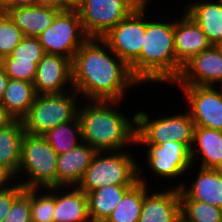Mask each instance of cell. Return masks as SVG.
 I'll list each match as a JSON object with an SVG mask.
<instances>
[{
    "label": "cell",
    "mask_w": 222,
    "mask_h": 222,
    "mask_svg": "<svg viewBox=\"0 0 222 222\" xmlns=\"http://www.w3.org/2000/svg\"><path fill=\"white\" fill-rule=\"evenodd\" d=\"M13 118L8 114L6 109L3 107V105L0 103V128L6 126L9 124Z\"/></svg>",
    "instance_id": "cell-37"
},
{
    "label": "cell",
    "mask_w": 222,
    "mask_h": 222,
    "mask_svg": "<svg viewBox=\"0 0 222 222\" xmlns=\"http://www.w3.org/2000/svg\"><path fill=\"white\" fill-rule=\"evenodd\" d=\"M36 97L33 83L9 78L0 103L13 119L22 120Z\"/></svg>",
    "instance_id": "cell-24"
},
{
    "label": "cell",
    "mask_w": 222,
    "mask_h": 222,
    "mask_svg": "<svg viewBox=\"0 0 222 222\" xmlns=\"http://www.w3.org/2000/svg\"><path fill=\"white\" fill-rule=\"evenodd\" d=\"M146 7H137L101 38L129 66L140 56L145 35Z\"/></svg>",
    "instance_id": "cell-11"
},
{
    "label": "cell",
    "mask_w": 222,
    "mask_h": 222,
    "mask_svg": "<svg viewBox=\"0 0 222 222\" xmlns=\"http://www.w3.org/2000/svg\"><path fill=\"white\" fill-rule=\"evenodd\" d=\"M131 151L96 152L77 187L87 194L103 186L135 185L139 181L138 160Z\"/></svg>",
    "instance_id": "cell-4"
},
{
    "label": "cell",
    "mask_w": 222,
    "mask_h": 222,
    "mask_svg": "<svg viewBox=\"0 0 222 222\" xmlns=\"http://www.w3.org/2000/svg\"><path fill=\"white\" fill-rule=\"evenodd\" d=\"M194 169L198 171L191 173L193 178L196 174L191 183L186 184V179H182L183 184L179 188L180 200L201 201L222 209V170L200 167Z\"/></svg>",
    "instance_id": "cell-17"
},
{
    "label": "cell",
    "mask_w": 222,
    "mask_h": 222,
    "mask_svg": "<svg viewBox=\"0 0 222 222\" xmlns=\"http://www.w3.org/2000/svg\"><path fill=\"white\" fill-rule=\"evenodd\" d=\"M218 47L221 49L222 51V42L218 45Z\"/></svg>",
    "instance_id": "cell-44"
},
{
    "label": "cell",
    "mask_w": 222,
    "mask_h": 222,
    "mask_svg": "<svg viewBox=\"0 0 222 222\" xmlns=\"http://www.w3.org/2000/svg\"><path fill=\"white\" fill-rule=\"evenodd\" d=\"M57 158L44 136L25 133L17 182L24 188L56 187Z\"/></svg>",
    "instance_id": "cell-5"
},
{
    "label": "cell",
    "mask_w": 222,
    "mask_h": 222,
    "mask_svg": "<svg viewBox=\"0 0 222 222\" xmlns=\"http://www.w3.org/2000/svg\"><path fill=\"white\" fill-rule=\"evenodd\" d=\"M88 38L77 9L61 10L51 26L38 36L45 53L62 55L71 61Z\"/></svg>",
    "instance_id": "cell-9"
},
{
    "label": "cell",
    "mask_w": 222,
    "mask_h": 222,
    "mask_svg": "<svg viewBox=\"0 0 222 222\" xmlns=\"http://www.w3.org/2000/svg\"><path fill=\"white\" fill-rule=\"evenodd\" d=\"M215 87L220 92V94L222 95V81L219 82Z\"/></svg>",
    "instance_id": "cell-43"
},
{
    "label": "cell",
    "mask_w": 222,
    "mask_h": 222,
    "mask_svg": "<svg viewBox=\"0 0 222 222\" xmlns=\"http://www.w3.org/2000/svg\"><path fill=\"white\" fill-rule=\"evenodd\" d=\"M81 101L75 90L36 95L29 112L22 119L25 133L43 136L52 128L74 120Z\"/></svg>",
    "instance_id": "cell-6"
},
{
    "label": "cell",
    "mask_w": 222,
    "mask_h": 222,
    "mask_svg": "<svg viewBox=\"0 0 222 222\" xmlns=\"http://www.w3.org/2000/svg\"><path fill=\"white\" fill-rule=\"evenodd\" d=\"M138 159L139 181L133 185L118 202L111 215L105 222H138L140 217L144 195L151 189V182L144 175V165ZM141 164V165H140Z\"/></svg>",
    "instance_id": "cell-22"
},
{
    "label": "cell",
    "mask_w": 222,
    "mask_h": 222,
    "mask_svg": "<svg viewBox=\"0 0 222 222\" xmlns=\"http://www.w3.org/2000/svg\"><path fill=\"white\" fill-rule=\"evenodd\" d=\"M31 222H53L55 187L30 188Z\"/></svg>",
    "instance_id": "cell-28"
},
{
    "label": "cell",
    "mask_w": 222,
    "mask_h": 222,
    "mask_svg": "<svg viewBox=\"0 0 222 222\" xmlns=\"http://www.w3.org/2000/svg\"><path fill=\"white\" fill-rule=\"evenodd\" d=\"M180 12L174 18L176 80L188 61L212 46L200 26L183 9Z\"/></svg>",
    "instance_id": "cell-13"
},
{
    "label": "cell",
    "mask_w": 222,
    "mask_h": 222,
    "mask_svg": "<svg viewBox=\"0 0 222 222\" xmlns=\"http://www.w3.org/2000/svg\"><path fill=\"white\" fill-rule=\"evenodd\" d=\"M181 8L200 26L211 45L222 42V6L217 0H188Z\"/></svg>",
    "instance_id": "cell-21"
},
{
    "label": "cell",
    "mask_w": 222,
    "mask_h": 222,
    "mask_svg": "<svg viewBox=\"0 0 222 222\" xmlns=\"http://www.w3.org/2000/svg\"><path fill=\"white\" fill-rule=\"evenodd\" d=\"M59 1L66 9H76L81 3V0H59Z\"/></svg>",
    "instance_id": "cell-40"
},
{
    "label": "cell",
    "mask_w": 222,
    "mask_h": 222,
    "mask_svg": "<svg viewBox=\"0 0 222 222\" xmlns=\"http://www.w3.org/2000/svg\"><path fill=\"white\" fill-rule=\"evenodd\" d=\"M0 66L11 79L34 82L37 64L33 61H17L16 58H3Z\"/></svg>",
    "instance_id": "cell-31"
},
{
    "label": "cell",
    "mask_w": 222,
    "mask_h": 222,
    "mask_svg": "<svg viewBox=\"0 0 222 222\" xmlns=\"http://www.w3.org/2000/svg\"><path fill=\"white\" fill-rule=\"evenodd\" d=\"M136 8L130 0H81L76 9L84 33L101 38Z\"/></svg>",
    "instance_id": "cell-10"
},
{
    "label": "cell",
    "mask_w": 222,
    "mask_h": 222,
    "mask_svg": "<svg viewBox=\"0 0 222 222\" xmlns=\"http://www.w3.org/2000/svg\"><path fill=\"white\" fill-rule=\"evenodd\" d=\"M16 183V175L9 168L0 164V190L14 186Z\"/></svg>",
    "instance_id": "cell-35"
},
{
    "label": "cell",
    "mask_w": 222,
    "mask_h": 222,
    "mask_svg": "<svg viewBox=\"0 0 222 222\" xmlns=\"http://www.w3.org/2000/svg\"><path fill=\"white\" fill-rule=\"evenodd\" d=\"M53 222H91L86 193L77 186L55 187Z\"/></svg>",
    "instance_id": "cell-20"
},
{
    "label": "cell",
    "mask_w": 222,
    "mask_h": 222,
    "mask_svg": "<svg viewBox=\"0 0 222 222\" xmlns=\"http://www.w3.org/2000/svg\"><path fill=\"white\" fill-rule=\"evenodd\" d=\"M43 136L58 155L71 151L83 142L78 116L74 120L52 128Z\"/></svg>",
    "instance_id": "cell-27"
},
{
    "label": "cell",
    "mask_w": 222,
    "mask_h": 222,
    "mask_svg": "<svg viewBox=\"0 0 222 222\" xmlns=\"http://www.w3.org/2000/svg\"><path fill=\"white\" fill-rule=\"evenodd\" d=\"M25 135L22 120L13 119L0 128V164L17 175L21 158V145Z\"/></svg>",
    "instance_id": "cell-26"
},
{
    "label": "cell",
    "mask_w": 222,
    "mask_h": 222,
    "mask_svg": "<svg viewBox=\"0 0 222 222\" xmlns=\"http://www.w3.org/2000/svg\"><path fill=\"white\" fill-rule=\"evenodd\" d=\"M96 150L85 142L58 155L56 187L77 186L89 167Z\"/></svg>",
    "instance_id": "cell-19"
},
{
    "label": "cell",
    "mask_w": 222,
    "mask_h": 222,
    "mask_svg": "<svg viewBox=\"0 0 222 222\" xmlns=\"http://www.w3.org/2000/svg\"><path fill=\"white\" fill-rule=\"evenodd\" d=\"M195 127L222 131V95L214 86L175 85ZM184 95V96H183Z\"/></svg>",
    "instance_id": "cell-12"
},
{
    "label": "cell",
    "mask_w": 222,
    "mask_h": 222,
    "mask_svg": "<svg viewBox=\"0 0 222 222\" xmlns=\"http://www.w3.org/2000/svg\"><path fill=\"white\" fill-rule=\"evenodd\" d=\"M25 188L17 182L14 186L0 190V222L5 220L13 202L24 192Z\"/></svg>",
    "instance_id": "cell-34"
},
{
    "label": "cell",
    "mask_w": 222,
    "mask_h": 222,
    "mask_svg": "<svg viewBox=\"0 0 222 222\" xmlns=\"http://www.w3.org/2000/svg\"><path fill=\"white\" fill-rule=\"evenodd\" d=\"M133 185H109L87 193L88 213L91 222H105Z\"/></svg>",
    "instance_id": "cell-25"
},
{
    "label": "cell",
    "mask_w": 222,
    "mask_h": 222,
    "mask_svg": "<svg viewBox=\"0 0 222 222\" xmlns=\"http://www.w3.org/2000/svg\"><path fill=\"white\" fill-rule=\"evenodd\" d=\"M162 187L165 188L162 190L152 187L144 195L138 222H179L181 219L179 189L168 186Z\"/></svg>",
    "instance_id": "cell-16"
},
{
    "label": "cell",
    "mask_w": 222,
    "mask_h": 222,
    "mask_svg": "<svg viewBox=\"0 0 222 222\" xmlns=\"http://www.w3.org/2000/svg\"><path fill=\"white\" fill-rule=\"evenodd\" d=\"M64 9L42 6L9 8L6 14L26 37H38L53 23L56 15Z\"/></svg>",
    "instance_id": "cell-23"
},
{
    "label": "cell",
    "mask_w": 222,
    "mask_h": 222,
    "mask_svg": "<svg viewBox=\"0 0 222 222\" xmlns=\"http://www.w3.org/2000/svg\"><path fill=\"white\" fill-rule=\"evenodd\" d=\"M179 222H186V221H184L182 218L179 220Z\"/></svg>",
    "instance_id": "cell-46"
},
{
    "label": "cell",
    "mask_w": 222,
    "mask_h": 222,
    "mask_svg": "<svg viewBox=\"0 0 222 222\" xmlns=\"http://www.w3.org/2000/svg\"><path fill=\"white\" fill-rule=\"evenodd\" d=\"M24 37L6 12H0V58L9 56Z\"/></svg>",
    "instance_id": "cell-30"
},
{
    "label": "cell",
    "mask_w": 222,
    "mask_h": 222,
    "mask_svg": "<svg viewBox=\"0 0 222 222\" xmlns=\"http://www.w3.org/2000/svg\"><path fill=\"white\" fill-rule=\"evenodd\" d=\"M190 155L192 165L222 170V131L194 127Z\"/></svg>",
    "instance_id": "cell-18"
},
{
    "label": "cell",
    "mask_w": 222,
    "mask_h": 222,
    "mask_svg": "<svg viewBox=\"0 0 222 222\" xmlns=\"http://www.w3.org/2000/svg\"><path fill=\"white\" fill-rule=\"evenodd\" d=\"M72 86L82 100L125 101L142 85L130 66L98 37H89L71 61Z\"/></svg>",
    "instance_id": "cell-1"
},
{
    "label": "cell",
    "mask_w": 222,
    "mask_h": 222,
    "mask_svg": "<svg viewBox=\"0 0 222 222\" xmlns=\"http://www.w3.org/2000/svg\"><path fill=\"white\" fill-rule=\"evenodd\" d=\"M9 9V0H0V12H6Z\"/></svg>",
    "instance_id": "cell-42"
},
{
    "label": "cell",
    "mask_w": 222,
    "mask_h": 222,
    "mask_svg": "<svg viewBox=\"0 0 222 222\" xmlns=\"http://www.w3.org/2000/svg\"><path fill=\"white\" fill-rule=\"evenodd\" d=\"M133 2L137 7H149L151 3L155 0H130Z\"/></svg>",
    "instance_id": "cell-41"
},
{
    "label": "cell",
    "mask_w": 222,
    "mask_h": 222,
    "mask_svg": "<svg viewBox=\"0 0 222 222\" xmlns=\"http://www.w3.org/2000/svg\"><path fill=\"white\" fill-rule=\"evenodd\" d=\"M35 5L53 9H66L59 0H35Z\"/></svg>",
    "instance_id": "cell-36"
},
{
    "label": "cell",
    "mask_w": 222,
    "mask_h": 222,
    "mask_svg": "<svg viewBox=\"0 0 222 222\" xmlns=\"http://www.w3.org/2000/svg\"><path fill=\"white\" fill-rule=\"evenodd\" d=\"M123 103L124 101H81L78 118L82 141L97 152L132 148L136 143V113L133 111L134 115L124 114L119 109ZM126 146L129 147L125 149Z\"/></svg>",
    "instance_id": "cell-2"
},
{
    "label": "cell",
    "mask_w": 222,
    "mask_h": 222,
    "mask_svg": "<svg viewBox=\"0 0 222 222\" xmlns=\"http://www.w3.org/2000/svg\"><path fill=\"white\" fill-rule=\"evenodd\" d=\"M33 85L36 95L73 90L71 60L62 55L45 53L37 64Z\"/></svg>",
    "instance_id": "cell-14"
},
{
    "label": "cell",
    "mask_w": 222,
    "mask_h": 222,
    "mask_svg": "<svg viewBox=\"0 0 222 222\" xmlns=\"http://www.w3.org/2000/svg\"><path fill=\"white\" fill-rule=\"evenodd\" d=\"M8 80H9L8 75L4 72V70L0 66V101L2 99Z\"/></svg>",
    "instance_id": "cell-39"
},
{
    "label": "cell",
    "mask_w": 222,
    "mask_h": 222,
    "mask_svg": "<svg viewBox=\"0 0 222 222\" xmlns=\"http://www.w3.org/2000/svg\"><path fill=\"white\" fill-rule=\"evenodd\" d=\"M45 54L38 37H24L13 49L11 54L4 58H16L17 61H33L36 64Z\"/></svg>",
    "instance_id": "cell-32"
},
{
    "label": "cell",
    "mask_w": 222,
    "mask_h": 222,
    "mask_svg": "<svg viewBox=\"0 0 222 222\" xmlns=\"http://www.w3.org/2000/svg\"><path fill=\"white\" fill-rule=\"evenodd\" d=\"M178 112V113H177ZM159 113L151 117V113L145 110L136 111V143L157 144L164 142H178L185 144L189 149L193 142L194 122L190 113L184 109L181 111ZM168 114V115H167Z\"/></svg>",
    "instance_id": "cell-7"
},
{
    "label": "cell",
    "mask_w": 222,
    "mask_h": 222,
    "mask_svg": "<svg viewBox=\"0 0 222 222\" xmlns=\"http://www.w3.org/2000/svg\"><path fill=\"white\" fill-rule=\"evenodd\" d=\"M30 188L13 202L8 215L3 222H31Z\"/></svg>",
    "instance_id": "cell-33"
},
{
    "label": "cell",
    "mask_w": 222,
    "mask_h": 222,
    "mask_svg": "<svg viewBox=\"0 0 222 222\" xmlns=\"http://www.w3.org/2000/svg\"><path fill=\"white\" fill-rule=\"evenodd\" d=\"M143 150V157H145V165L147 171L151 173L154 177H156L158 184H162L159 181L164 180L170 183V188L174 187L179 189L183 182L181 181V177H188L186 175L190 174L189 172L195 167L192 165L190 149L183 143L178 142H164L157 144H135ZM192 168V169H191ZM151 170V171H150ZM188 170V171H187ZM188 173V174H187ZM180 177V178H178ZM161 178V179H159ZM178 181L179 183H175L176 185H172L173 181ZM172 182V183H171ZM172 185V186H171Z\"/></svg>",
    "instance_id": "cell-8"
},
{
    "label": "cell",
    "mask_w": 222,
    "mask_h": 222,
    "mask_svg": "<svg viewBox=\"0 0 222 222\" xmlns=\"http://www.w3.org/2000/svg\"><path fill=\"white\" fill-rule=\"evenodd\" d=\"M153 10L146 7L145 35L141 54L130 65V69L142 86L147 83L148 86L153 83V87L157 83L169 86L176 81L174 19H171L173 15L167 19H159L157 15L151 18ZM168 19L170 21H167Z\"/></svg>",
    "instance_id": "cell-3"
},
{
    "label": "cell",
    "mask_w": 222,
    "mask_h": 222,
    "mask_svg": "<svg viewBox=\"0 0 222 222\" xmlns=\"http://www.w3.org/2000/svg\"><path fill=\"white\" fill-rule=\"evenodd\" d=\"M219 3H220V5L222 6V0H217Z\"/></svg>",
    "instance_id": "cell-45"
},
{
    "label": "cell",
    "mask_w": 222,
    "mask_h": 222,
    "mask_svg": "<svg viewBox=\"0 0 222 222\" xmlns=\"http://www.w3.org/2000/svg\"><path fill=\"white\" fill-rule=\"evenodd\" d=\"M222 81V51L212 45L194 56L182 68L173 85L216 86Z\"/></svg>",
    "instance_id": "cell-15"
},
{
    "label": "cell",
    "mask_w": 222,
    "mask_h": 222,
    "mask_svg": "<svg viewBox=\"0 0 222 222\" xmlns=\"http://www.w3.org/2000/svg\"><path fill=\"white\" fill-rule=\"evenodd\" d=\"M35 0H9V8L34 6Z\"/></svg>",
    "instance_id": "cell-38"
},
{
    "label": "cell",
    "mask_w": 222,
    "mask_h": 222,
    "mask_svg": "<svg viewBox=\"0 0 222 222\" xmlns=\"http://www.w3.org/2000/svg\"><path fill=\"white\" fill-rule=\"evenodd\" d=\"M181 218L186 222H222V209L196 200H180Z\"/></svg>",
    "instance_id": "cell-29"
}]
</instances>
